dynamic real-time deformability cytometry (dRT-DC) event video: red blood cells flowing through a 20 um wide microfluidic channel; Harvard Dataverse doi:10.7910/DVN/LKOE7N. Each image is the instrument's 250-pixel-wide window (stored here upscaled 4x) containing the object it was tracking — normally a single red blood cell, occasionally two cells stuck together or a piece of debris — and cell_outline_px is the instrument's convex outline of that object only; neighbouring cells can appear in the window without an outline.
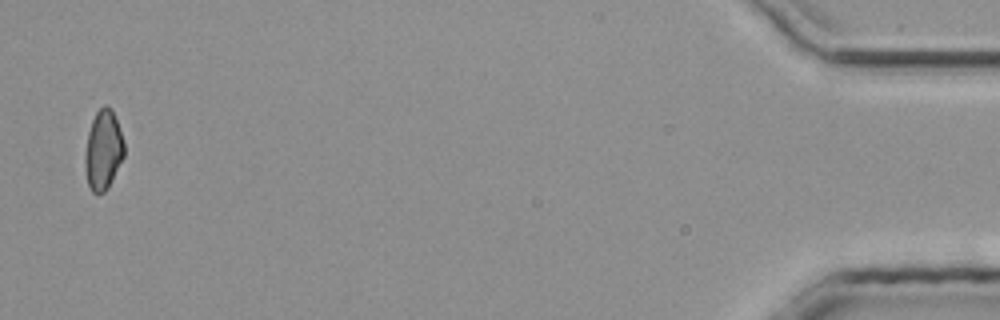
{"species": "common noctule bat (a hibernating species)", "species_latin": "Nyctalus noctula", "temperature_condition": "room temperature", "stored_images_in_passage": 26, "camera_frame_rate_fps": 3000, "um_per_image_px": 0.085, "animal": {"sex": "male", "body_mass_g": 20.4}, "frame": {"image": 1, "passage_image": 26, "time_ms": 8.333, "image_size_px": [1000, 320], "cell_outline_px": [[124, 156], [108, 188], [104, 192], [92, 192], [88, 184], [84, 164], [84, 152], [88, 132], [92, 120], [96, 112], [104, 104], [108, 104], [112, 108], [124, 140]], "centroid_in_image_um": [8.77, 12.72], "position_along_channel_um": 426.4, "area_um2": 18.32}}